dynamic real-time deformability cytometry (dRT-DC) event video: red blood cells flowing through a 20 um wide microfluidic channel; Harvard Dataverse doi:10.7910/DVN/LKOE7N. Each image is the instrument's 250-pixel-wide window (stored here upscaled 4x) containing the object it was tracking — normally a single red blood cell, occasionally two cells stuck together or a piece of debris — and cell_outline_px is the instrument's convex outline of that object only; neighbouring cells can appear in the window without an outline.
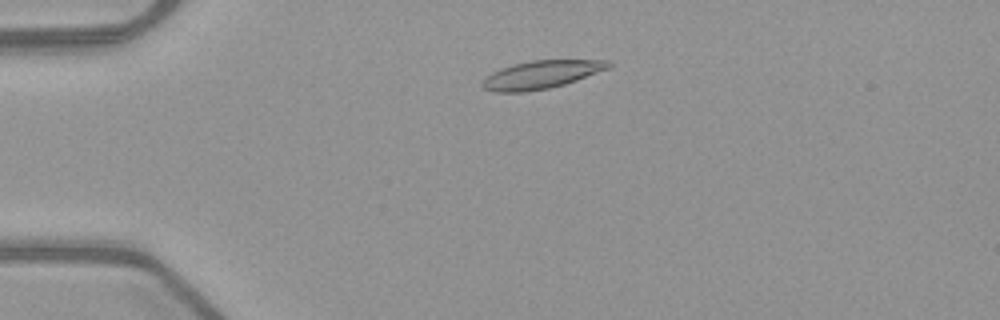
{"species": "common noctule bat (a hibernating species)", "species_latin": "Nyctalus noctula", "temperature_condition": "warm", "stored_images_in_passage": 49, "camera_frame_rate_fps": 3000, "um_per_image_px": 0.085, "animal": {"sex": "female", "body_mass_g": 21.9}, "frame": {"image": 1, "passage_image": 9, "time_ms": 2.667, "image_size_px": [1000, 320], "cell_outline_px": [[612, 64], [608, 68], [576, 80], [564, 84], [548, 88], [524, 92], [492, 92], [484, 88], [480, 84], [492, 72], [500, 68], [512, 64], [532, 60], [612, 60]], "centroid_in_image_um": [45.98, 6.34], "position_along_channel_um": 39.0, "area_um2": 20.46}}
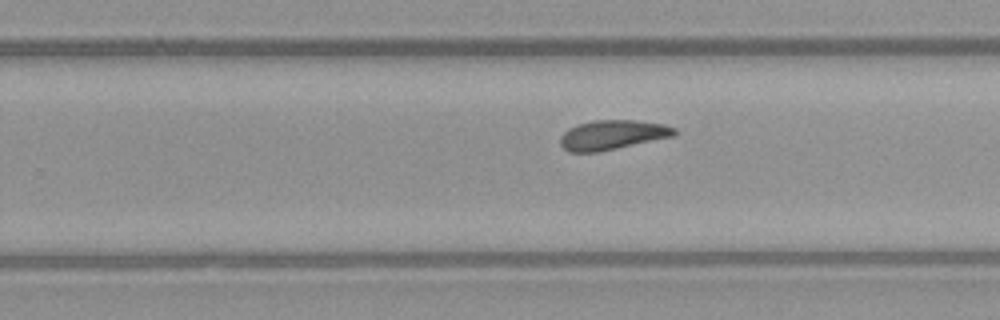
{"frame": {"image": 2, "passage_image": 30, "time_ms": 9.667, "image_size_px": [1000, 320], "cell_outline_px": [[676, 132], [672, 136], [600, 152], [568, 152], [560, 144], [560, 136], [568, 128], [576, 124], [596, 120], [636, 120], [664, 124], [676, 128]], "centroid_in_image_um": [52.01, 11.46], "position_along_channel_um": 277.8, "area_um2": 19.65}}
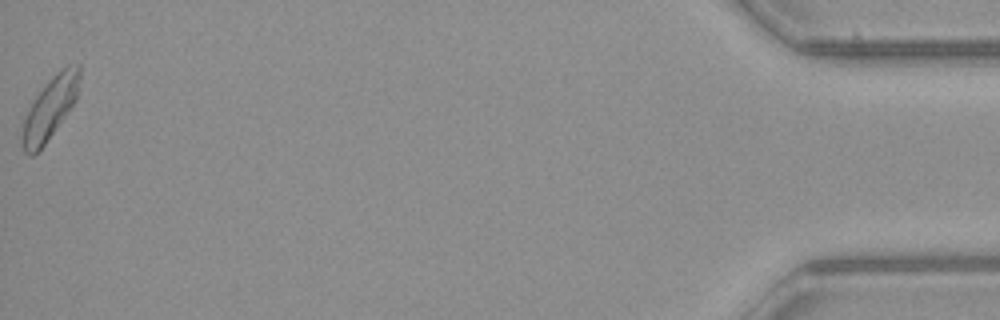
{"frame": {"image": 3, "passage_image": 49, "time_ms": 16.0, "image_size_px": [1000, 320], "cell_outline_px": [[80, 76], [76, 100], [44, 144], [32, 156], [28, 156], [24, 152], [20, 140], [20, 136], [24, 120], [36, 96], [48, 80], [60, 68], [68, 64], [80, 64]], "centroid_in_image_um": [4.24, 9.17], "position_along_channel_um": 431.0, "area_um2": 20.46}, "authors_computed_cell_mechanics": {"area_um2": 19.9988, "velocity_mm_per_s": 3.9698, "shape_relaxation_time_tau1_ms": 9.1742, "shape_relaxation_time_tau2_ms": 6.0698, "deformation_change_tau1": 0.2301, "deformation_change_tau2": 0.1241}}